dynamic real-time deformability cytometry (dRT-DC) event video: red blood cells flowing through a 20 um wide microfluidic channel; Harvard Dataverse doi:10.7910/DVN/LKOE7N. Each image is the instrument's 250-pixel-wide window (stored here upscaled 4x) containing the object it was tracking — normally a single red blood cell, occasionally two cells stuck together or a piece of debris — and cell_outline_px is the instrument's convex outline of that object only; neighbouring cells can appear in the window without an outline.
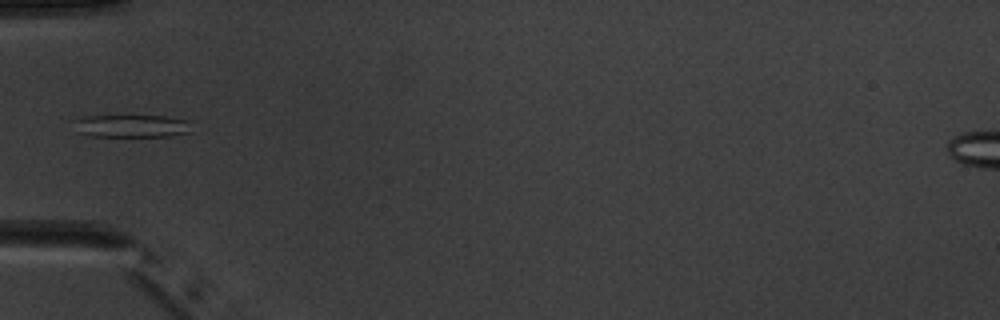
{"species": "common noctule bat (a hibernating species)", "species_latin": "Nyctalus noctula", "temperature_condition": "warm", "stored_images_in_passage": 5, "camera_frame_rate_fps": 3000, "um_per_image_px": 0.085, "animal": {"sex": "male", "body_mass_g": 20.1, "forearm_length_mm": 53.5}, "frame": {"image": 1, "passage_image": 4, "time_ms": 3.667, "image_size_px": [1000, 320], "cell_outline_px": [[192, 132], [172, 136], [88, 136], [76, 132], [72, 120], [80, 116], [164, 116], [188, 120]], "centroid_in_image_um": [11.13, 10.71], "position_along_channel_um": 73.9, "area_um2": 15.84}}
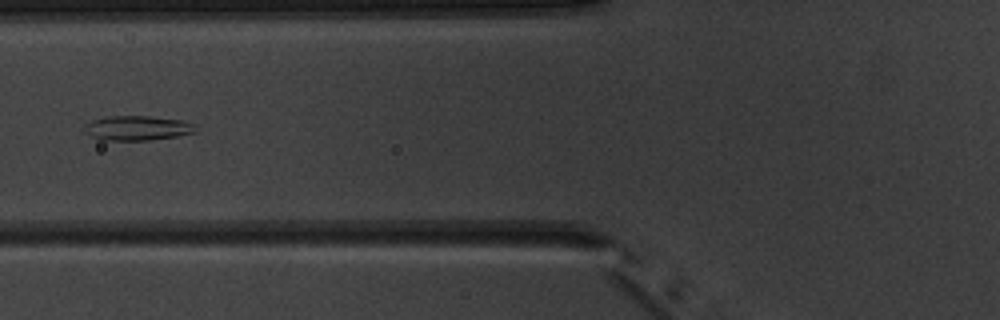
{"frame": {"image": 2, "passage_image": 5, "time_ms": 4.667, "image_size_px": [1000, 320], "cell_outline_px": [[196, 132], [176, 136], [148, 140], [104, 140], [92, 136], [84, 128], [84, 124], [92, 120], [108, 116], [148, 116], [184, 120], [196, 124]], "centroid_in_image_um": [11.71, 10.87], "position_along_channel_um": 114.1, "area_um2": 15.9}}